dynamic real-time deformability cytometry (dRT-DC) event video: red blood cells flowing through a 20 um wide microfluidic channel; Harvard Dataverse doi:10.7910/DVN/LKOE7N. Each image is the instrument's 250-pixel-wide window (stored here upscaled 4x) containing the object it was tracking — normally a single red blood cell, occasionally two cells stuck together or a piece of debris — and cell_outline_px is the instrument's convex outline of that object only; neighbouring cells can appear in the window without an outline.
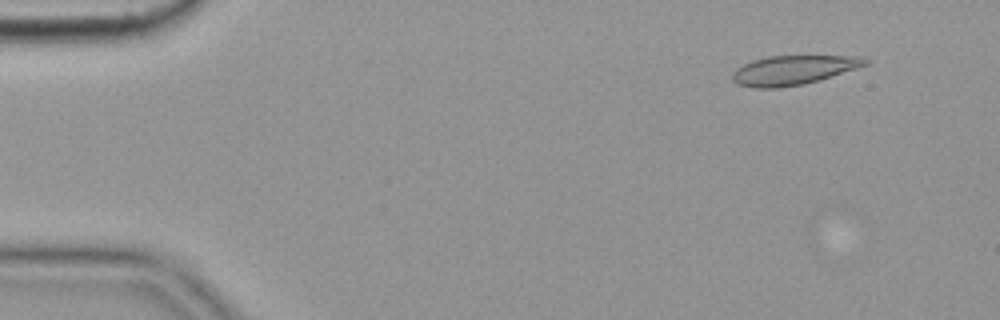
{"species": "common noctule bat (a hibernating species)", "species_latin": "Nyctalus noctula", "temperature_condition": "cold", "stored_images_in_passage": 24, "camera_frame_rate_fps": 3000, "um_per_image_px": 0.085, "animal": {"sex": "female", "body_mass_g": 19.9}, "frame": {"image": 1, "passage_image": 5, "time_ms": 1.333, "image_size_px": [1000, 320], "cell_outline_px": [[868, 64], [856, 68], [804, 84], [780, 88], [752, 88], [736, 84], [732, 80], [732, 72], [736, 68], [752, 60], [768, 56], [860, 56], [868, 60]], "centroid_in_image_um": [67.36, 5.96], "position_along_channel_um": 17.6, "area_um2": 22.6}}
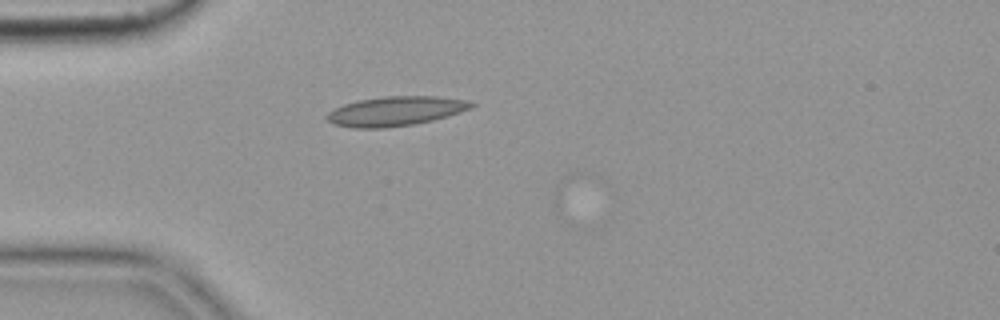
{"frame": {"image": 2, "passage_image": 15, "time_ms": 4.667, "image_size_px": [1000, 320], "cell_outline_px": [[476, 104], [472, 108], [432, 120], [412, 124], [384, 128], [352, 128], [332, 124], [324, 116], [328, 112], [344, 104], [360, 100], [384, 96], [436, 96], [464, 100]], "centroid_in_image_um": [33.57, 9.45], "position_along_channel_um": 51.4, "area_um2": 24.57}}
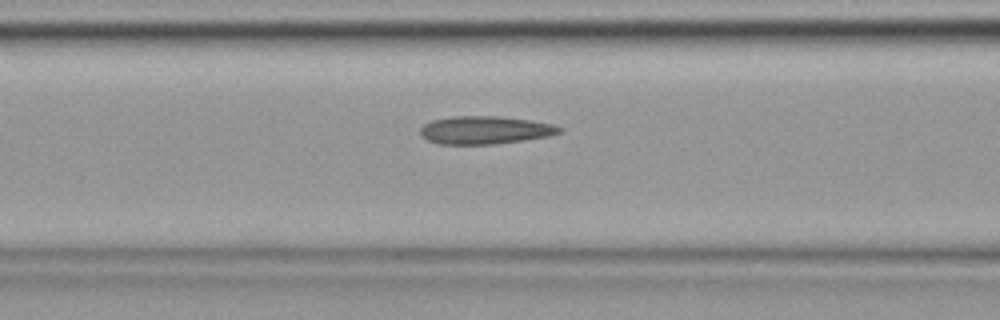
{"frame": {"image": 3, "passage_image": 22, "time_ms": 7.0, "image_size_px": [1000, 320], "cell_outline_px": [[564, 132], [548, 136], [492, 144], [440, 144], [428, 140], [420, 136], [420, 128], [424, 124], [432, 120], [452, 116], [500, 116], [532, 120], [552, 124], [564, 128]], "centroid_in_image_um": [41.23, 11.04], "position_along_channel_um": 125.4, "area_um2": 22.72}}